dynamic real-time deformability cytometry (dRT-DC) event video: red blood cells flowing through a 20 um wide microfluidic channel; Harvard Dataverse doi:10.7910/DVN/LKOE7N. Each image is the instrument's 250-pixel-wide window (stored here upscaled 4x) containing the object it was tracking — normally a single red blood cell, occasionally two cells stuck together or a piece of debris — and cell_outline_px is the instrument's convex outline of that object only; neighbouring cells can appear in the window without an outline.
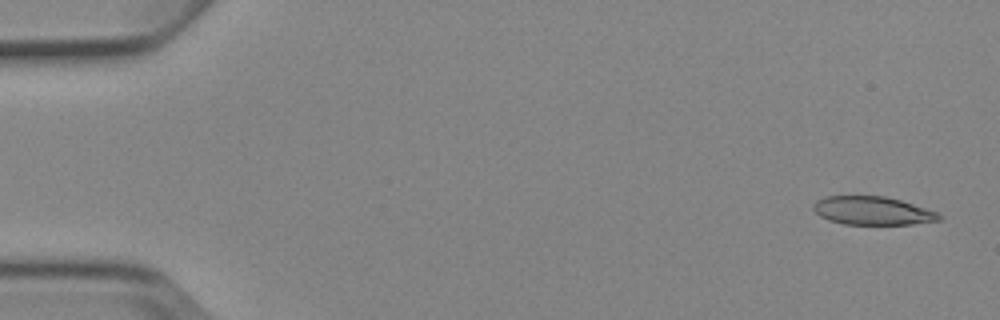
{"species": "Egyptian fruit bat (a non-hibernating species)", "species_latin": "Rousettus aegyptiacus", "temperature_condition": "cold", "stored_images_in_passage": 5, "camera_frame_rate_fps": 3000, "um_per_image_px": 0.085, "animal": {"sex": "female"}, "frame": {"image": 1, "passage_image": 1, "time_ms": 0.0, "image_size_px": [1000, 320], "cell_outline_px": [[940, 220], [912, 224], [844, 224], [828, 220], [820, 216], [812, 208], [812, 204], [816, 200], [824, 196], [884, 196], [900, 200], [936, 212], [940, 216]], "centroid_in_image_um": [74.09, 17.91], "position_along_channel_um": 10.9, "area_um2": 20.58}}
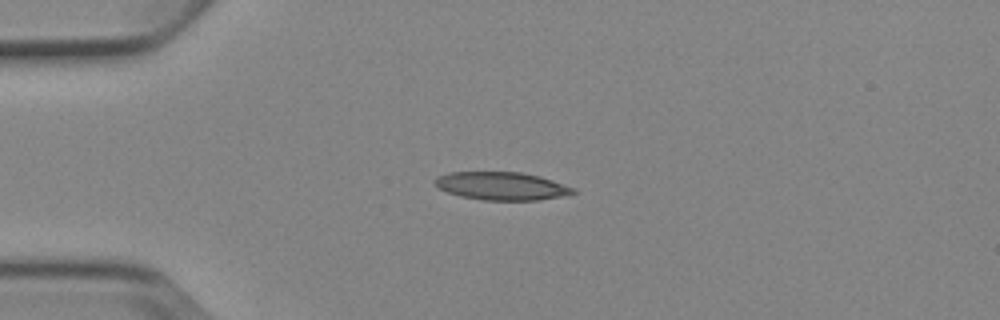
{"frame": {"image": 2, "passage_image": 4, "time_ms": 3.667, "image_size_px": [1000, 320], "cell_outline_px": [[576, 192], [560, 196], [536, 200], [484, 200], [460, 196], [448, 192], [440, 188], [432, 180], [436, 176], [448, 172], [520, 172], [540, 176], [576, 188]], "centroid_in_image_um": [42.61, 15.8], "position_along_channel_um": 42.4, "area_um2": 22.48}}